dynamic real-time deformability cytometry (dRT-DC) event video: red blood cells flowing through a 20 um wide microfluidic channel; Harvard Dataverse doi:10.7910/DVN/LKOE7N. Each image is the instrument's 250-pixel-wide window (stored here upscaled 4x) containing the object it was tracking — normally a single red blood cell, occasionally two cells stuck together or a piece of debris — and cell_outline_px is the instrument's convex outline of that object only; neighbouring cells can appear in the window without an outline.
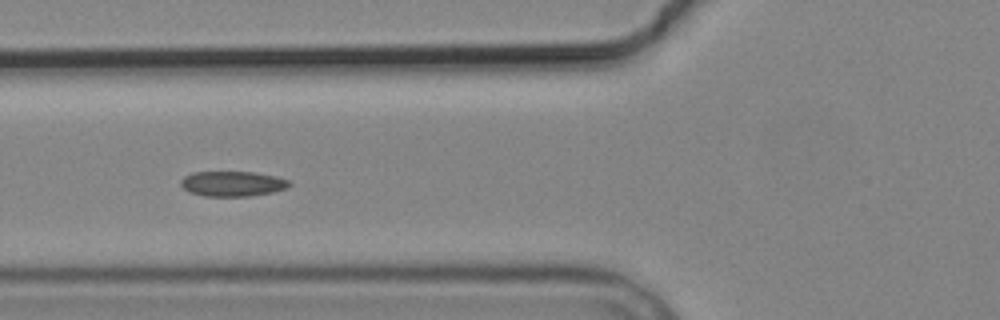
{"species": "common noctule bat (a hibernating species)", "species_latin": "Nyctalus noctula", "temperature_condition": "cold", "stored_images_in_passage": 9, "camera_frame_rate_fps": 3000, "um_per_image_px": 0.085, "animal": {"sex": "male", "body_mass_g": 19.2, "forearm_length_mm": 51.8}, "frame": {"image": 1, "passage_image": 6, "time_ms": 5.667, "image_size_px": [1000, 320], "cell_outline_px": [[292, 184], [288, 188], [272, 192], [248, 196], [204, 196], [188, 192], [180, 184], [180, 180], [184, 176], [192, 172], [252, 172], [276, 176], [288, 180]], "centroid_in_image_um": [19.75, 15.61], "position_along_channel_um": 106.1, "area_um2": 15.95}}
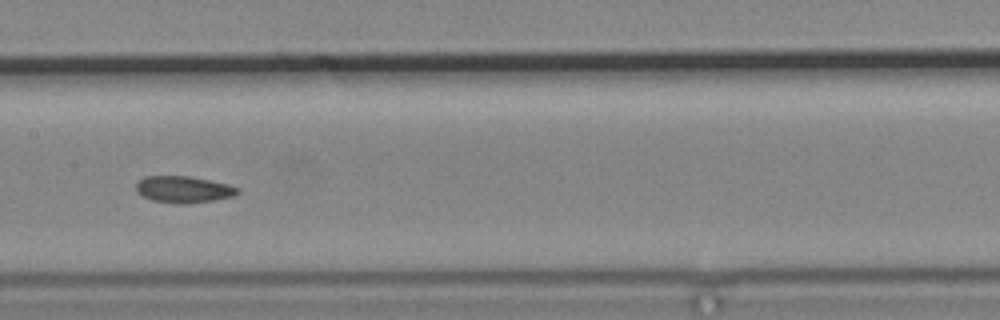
{"frame": {"image": 2, "passage_image": 8, "time_ms": 8.0, "image_size_px": [1000, 320], "cell_outline_px": [[240, 192], [232, 196], [216, 200], [188, 204], [180, 204], [152, 200], [136, 192], [136, 184], [144, 176], [188, 176], [228, 184], [240, 188]], "centroid_in_image_um": [15.61, 16.1], "position_along_channel_um": 191.8, "area_um2": 15.78}}
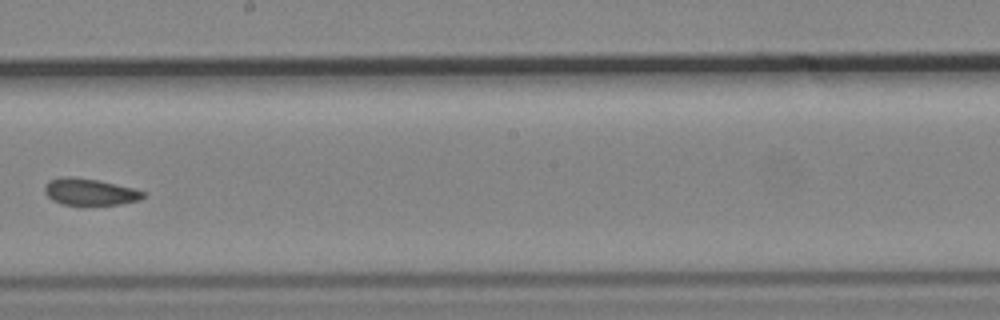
{"frame": {"image": 3, "passage_image": 9, "time_ms": 9.333, "image_size_px": [1000, 320], "cell_outline_px": [[144, 196], [140, 200], [120, 204], [84, 208], [64, 204], [52, 200], [44, 192], [44, 184], [48, 180], [60, 176], [72, 176], [96, 180], [132, 188], [144, 192]], "centroid_in_image_um": [7.57, 16.35], "position_along_channel_um": 240.6, "area_um2": 15.95}}